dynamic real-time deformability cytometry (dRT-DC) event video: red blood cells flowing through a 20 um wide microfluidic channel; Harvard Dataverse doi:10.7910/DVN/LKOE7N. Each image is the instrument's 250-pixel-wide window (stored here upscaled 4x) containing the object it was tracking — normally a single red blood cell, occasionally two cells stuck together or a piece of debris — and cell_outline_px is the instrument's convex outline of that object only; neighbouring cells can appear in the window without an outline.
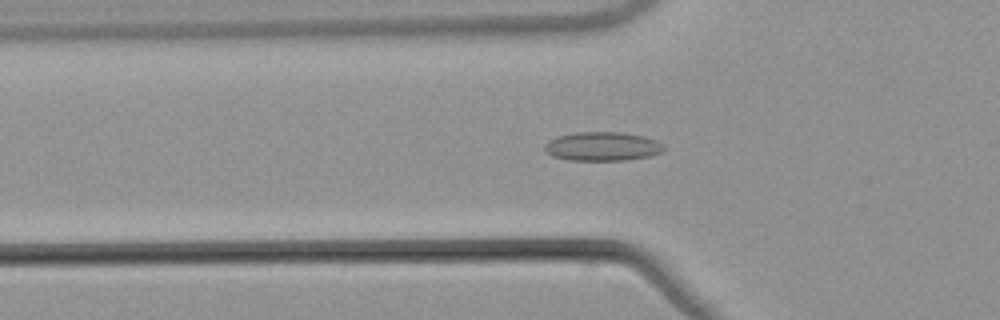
{"species": "common noctule bat (a hibernating species)", "species_latin": "Nyctalus noctula", "temperature_condition": "warm", "stored_images_in_passage": 54, "camera_frame_rate_fps": 3000, "um_per_image_px": 0.085, "animal": {"sex": "male", "body_mass_g": 21.5, "forearm_length_mm": 52.0}, "frame": {"image": 1, "passage_image": 19, "time_ms": 6.0, "image_size_px": [1000, 320], "cell_outline_px": [[664, 152], [648, 156], [624, 160], [568, 160], [552, 156], [544, 148], [544, 144], [548, 140], [556, 136], [576, 132], [620, 132], [644, 136], [656, 140], [664, 148]], "centroid_in_image_um": [51.17, 12.44], "position_along_channel_um": 74.6, "area_um2": 20.06}}
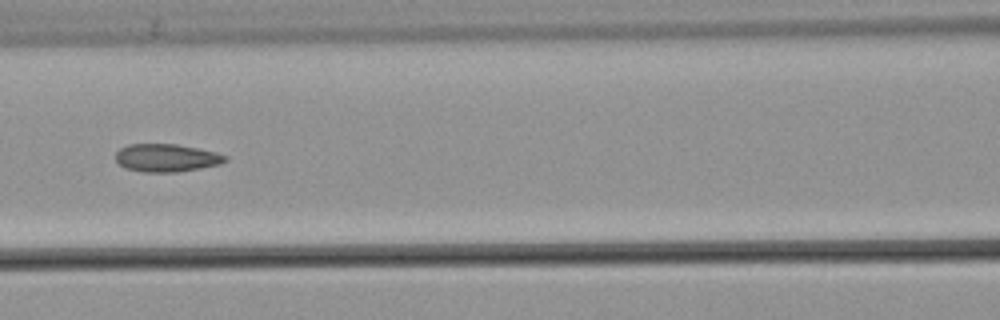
{"frame": {"image": 2, "passage_image": 25, "time_ms": 8.0, "image_size_px": [1000, 320], "cell_outline_px": [[228, 160], [220, 164], [200, 168], [176, 172], [144, 172], [124, 168], [116, 160], [116, 152], [120, 148], [128, 144], [176, 144], [200, 148], [216, 152], [228, 156]], "centroid_in_image_um": [14.17, 13.41], "position_along_channel_um": 152.4, "area_um2": 17.92}}
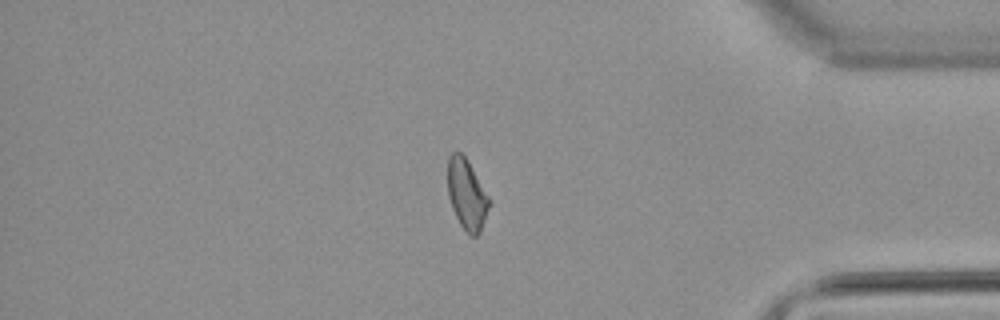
{"frame": {"image": 3, "passage_image": 46, "time_ms": 15.0, "image_size_px": [1000, 320], "cell_outline_px": [[492, 200], [480, 232], [476, 236], [468, 236], [460, 224], [452, 208], [448, 196], [448, 156], [452, 152], [460, 152], [468, 160]], "centroid_in_image_um": [39.69, 16.53], "position_along_channel_um": 395.5, "area_um2": 17.28}, "authors_computed_cell_mechanics": {"area_um2": 18.0336, "velocity_mm_per_s": 3.8713, "shape_relaxation_time_tau1_ms": null, "shape_relaxation_time_tau2_ms": 2.4755, "deformation_change_tau1": null, "deformation_change_tau2": 0.0895}}